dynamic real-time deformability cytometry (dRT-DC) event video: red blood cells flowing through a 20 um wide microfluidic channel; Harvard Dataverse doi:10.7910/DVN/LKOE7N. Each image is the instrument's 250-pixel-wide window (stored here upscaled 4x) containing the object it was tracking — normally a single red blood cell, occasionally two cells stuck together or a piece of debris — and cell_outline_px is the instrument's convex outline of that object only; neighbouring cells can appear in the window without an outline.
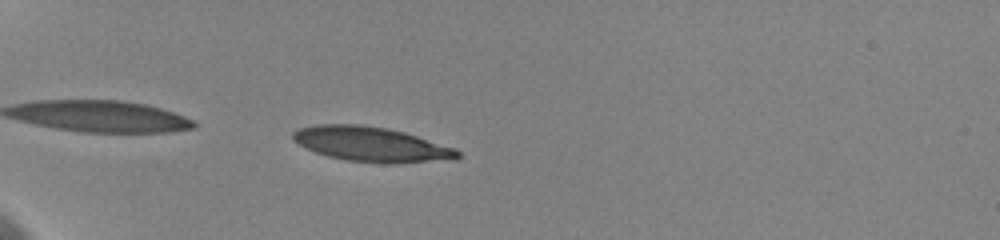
{"species": "human", "species_latin": "Homo sapiens", "temperature_condition": "cold", "stored_images_in_passage": 30, "camera_frame_rate_fps": 3000, "um_per_image_px": 0.085, "donor": {"sex": "female"}, "frame": {"image": 1, "passage_image": 2, "time_ms": 0.333, "image_size_px": [1000, 240], "cell_outline_px": [[460, 156], [456, 160], [384, 164], [344, 160], [328, 156], [316, 152], [292, 140], [292, 132], [300, 128], [316, 124], [360, 124], [388, 128], [404, 132], [456, 148], [460, 152]], "centroid_in_image_um": [31.6, 12.27], "position_along_channel_um": 53.4, "area_um2": 33.64}}
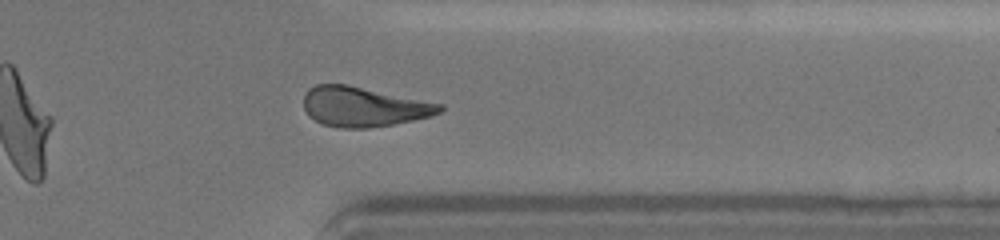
{"frame": {"image": 2, "passage_image": 26, "time_ms": 10.333, "image_size_px": [1000, 240], "cell_outline_px": [[444, 108], [440, 112], [428, 116], [412, 120], [392, 124], [368, 128], [340, 128], [324, 124], [308, 116], [304, 108], [304, 96], [308, 88], [316, 84], [348, 84], [444, 104]], "centroid_in_image_um": [30.89, 9.06], "position_along_channel_um": 380.5, "area_um2": 31.5}}
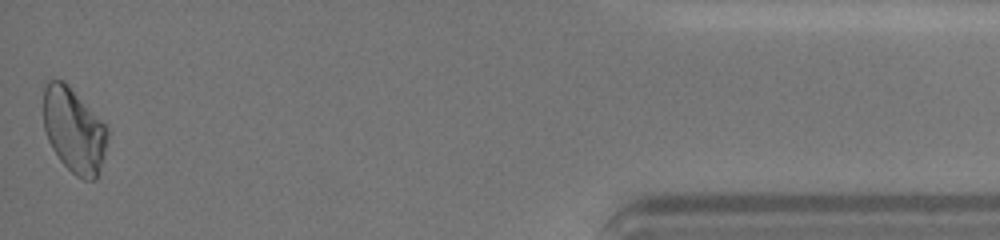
{"frame": {"image": 3, "passage_image": 30, "time_ms": 13.333, "image_size_px": [1000, 240], "cell_outline_px": [[108, 136], [104, 156], [96, 180], [84, 180], [76, 176], [60, 160], [52, 148], [48, 140], [44, 128], [44, 84], [48, 80], [64, 80], [68, 84], [108, 128]], "centroid_in_image_um": [6.28, 11.08], "position_along_channel_um": 428.9, "area_um2": 31.56}, "authors_computed_cell_mechanics": {"area_um2": 32.2813, "velocity_mm_per_s": 3.5932, "shape_relaxation_time_tau1_ms": 5.8996, "shape_relaxation_time_tau2_ms": 7.1156, "deformation_change_tau1": 0.1711, "deformation_change_tau2": 0.1562}}